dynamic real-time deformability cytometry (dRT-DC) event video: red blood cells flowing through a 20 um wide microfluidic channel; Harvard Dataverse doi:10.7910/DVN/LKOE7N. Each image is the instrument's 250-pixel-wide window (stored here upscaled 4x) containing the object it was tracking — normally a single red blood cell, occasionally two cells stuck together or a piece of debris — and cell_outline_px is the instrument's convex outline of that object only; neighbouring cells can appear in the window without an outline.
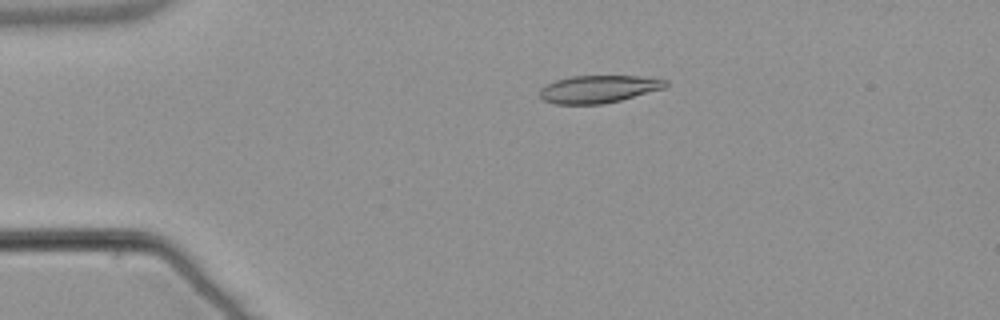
{"species": "common noctule bat (a hibernating species)", "species_latin": "Nyctalus noctula", "temperature_condition": "warm", "stored_images_in_passage": 54, "camera_frame_rate_fps": 3000, "um_per_image_px": 0.085, "animal": {"sex": "male", "body_mass_g": 21.5, "forearm_length_mm": 52.0}, "frame": {"image": 1, "passage_image": 12, "time_ms": 3.667, "image_size_px": [1000, 320], "cell_outline_px": [[668, 84], [664, 88], [620, 100], [604, 104], [556, 104], [544, 100], [540, 96], [540, 88], [556, 80], [572, 76], [640, 76], [668, 80]], "centroid_in_image_um": [50.88, 7.57], "position_along_channel_um": 34.1, "area_um2": 20.06}}
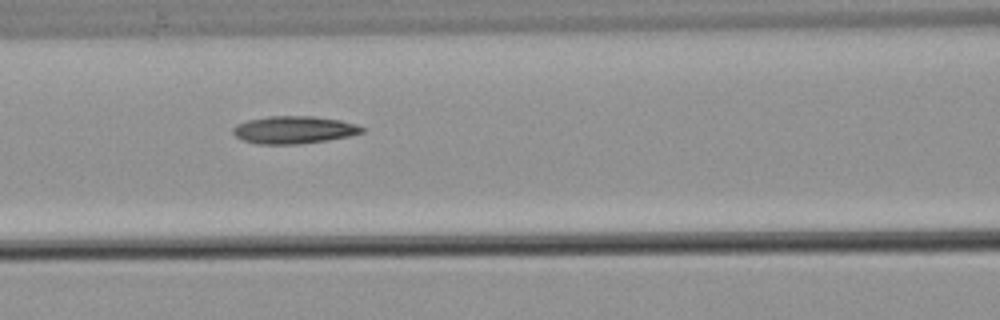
{"frame": {"image": 2, "passage_image": 24, "time_ms": 7.667, "image_size_px": [1000, 320], "cell_outline_px": [[364, 132], [348, 136], [328, 140], [300, 144], [256, 144], [240, 140], [232, 132], [232, 128], [236, 124], [248, 120], [268, 116], [312, 116], [340, 120], [356, 124], [364, 128]], "centroid_in_image_um": [24.94, 11.04], "position_along_channel_um": 141.7, "area_um2": 20.81}}
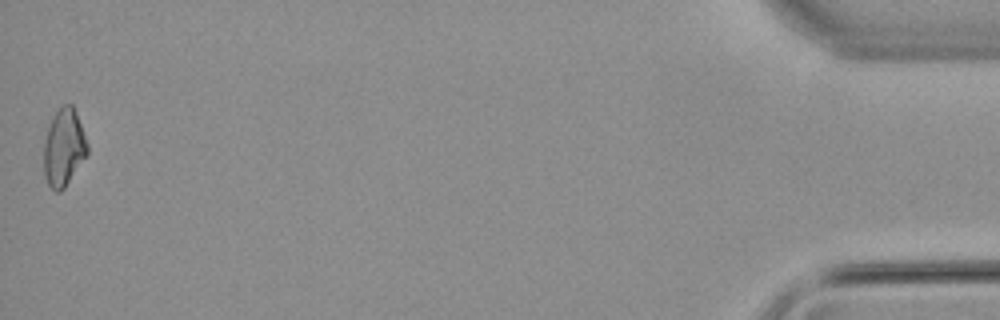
{"frame": {"image": 3, "passage_image": 54, "time_ms": 17.667, "image_size_px": [1000, 320], "cell_outline_px": [[88, 152], [64, 188], [60, 192], [56, 192], [48, 184], [44, 176], [44, 140], [52, 116], [64, 104], [72, 104], [76, 112], [88, 144]], "centroid_in_image_um": [5.41, 12.54], "position_along_channel_um": 429.8, "area_um2": 19.42}, "authors_computed_cell_mechanics": {"area_um2": 20.0277, "velocity_mm_per_s": 3.8372, "shape_relaxation_time_tau1_ms": null, "shape_relaxation_time_tau2_ms": 7.2288, "deformation_change_tau1": null, "deformation_change_tau2": 0.189}}